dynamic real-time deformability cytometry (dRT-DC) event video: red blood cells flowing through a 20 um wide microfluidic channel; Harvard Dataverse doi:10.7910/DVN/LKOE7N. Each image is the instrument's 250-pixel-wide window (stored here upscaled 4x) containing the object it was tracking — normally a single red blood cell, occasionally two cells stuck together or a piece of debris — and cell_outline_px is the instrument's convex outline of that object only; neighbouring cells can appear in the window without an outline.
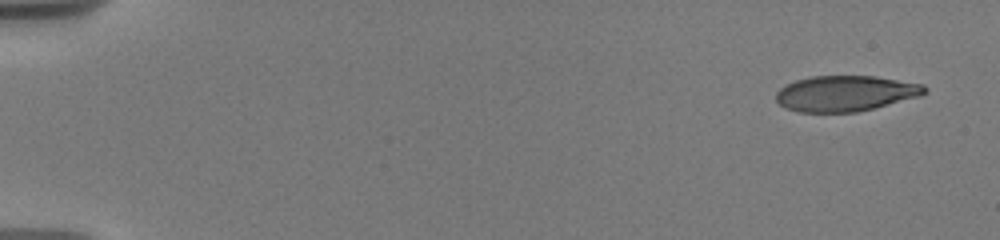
{"species": "human", "species_latin": "Homo sapiens", "temperature_condition": "warm", "stored_images_in_passage": 9, "camera_frame_rate_fps": 3000, "um_per_image_px": 0.085, "donor": {"sex": "male"}, "frame": {"image": 1, "passage_image": 1, "time_ms": 0.0, "image_size_px": [1000, 240], "cell_outline_px": [[928, 92], [920, 96], [856, 112], [800, 112], [784, 108], [776, 100], [776, 92], [784, 84], [796, 80], [812, 76], [872, 76], [924, 84], [928, 88]], "centroid_in_image_um": [71.85, 7.94], "position_along_channel_um": 13.2, "area_um2": 30.87}}
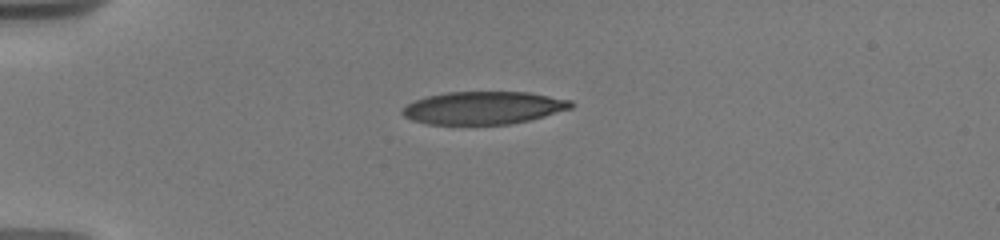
{"frame": {"image": 2, "passage_image": 6, "time_ms": 4.0, "image_size_px": [1000, 240], "cell_outline_px": [[572, 108], [544, 116], [528, 120], [508, 124], [428, 124], [412, 120], [404, 116], [400, 112], [400, 108], [416, 100], [428, 96], [448, 92], [528, 92], [572, 100]], "centroid_in_image_um": [41.07, 9.16], "position_along_channel_um": 43.9, "area_um2": 32.02}}
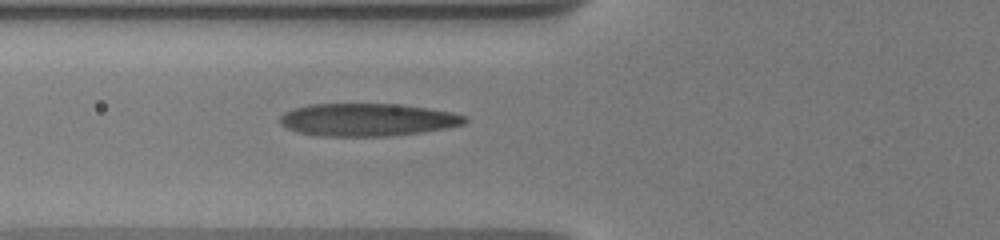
{"frame": {"image": 3, "passage_image": 9, "time_ms": 6.333, "image_size_px": [1000, 240], "cell_outline_px": [[468, 120], [464, 124], [448, 128], [420, 132], [388, 136], [328, 136], [300, 132], [288, 128], [280, 124], [280, 116], [284, 112], [292, 108], [308, 104], [396, 104], [428, 108], [452, 112], [464, 116]], "centroid_in_image_um": [31.23, 10.17], "position_along_channel_um": 94.6, "area_um2": 35.08}}